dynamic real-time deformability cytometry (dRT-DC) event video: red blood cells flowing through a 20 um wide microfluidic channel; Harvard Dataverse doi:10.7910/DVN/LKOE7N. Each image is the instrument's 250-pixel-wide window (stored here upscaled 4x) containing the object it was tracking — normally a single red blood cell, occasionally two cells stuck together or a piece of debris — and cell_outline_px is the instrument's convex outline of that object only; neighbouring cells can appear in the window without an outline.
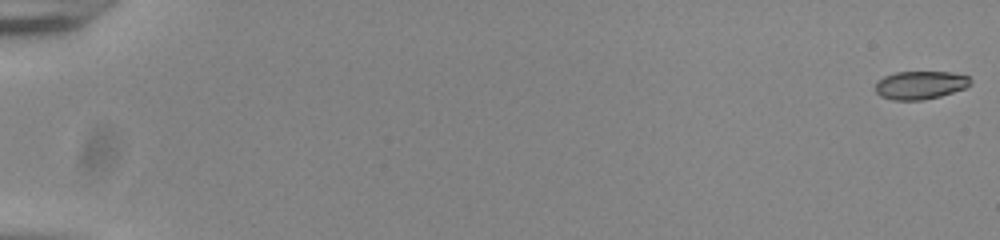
{"species": "common noctule bat (a hibernating species)", "species_latin": "Nyctalus noctula", "temperature_condition": "room temperature", "stored_images_in_passage": 56, "camera_frame_rate_fps": 3000, "um_per_image_px": 0.085, "animal": {"sex": "male", "body_mass_g": 20.0, "forearm_length_mm": 53.3}, "frame": {"image": 1, "passage_image": 1, "time_ms": 0.0, "image_size_px": [1000, 240], "cell_outline_px": [[972, 84], [964, 88], [940, 96], [920, 100], [892, 100], [880, 96], [876, 92], [876, 84], [884, 76], [896, 72], [952, 72], [968, 76], [972, 80]], "centroid_in_image_um": [78.24, 7.23], "position_along_channel_um": 6.8, "area_um2": 15.55}}
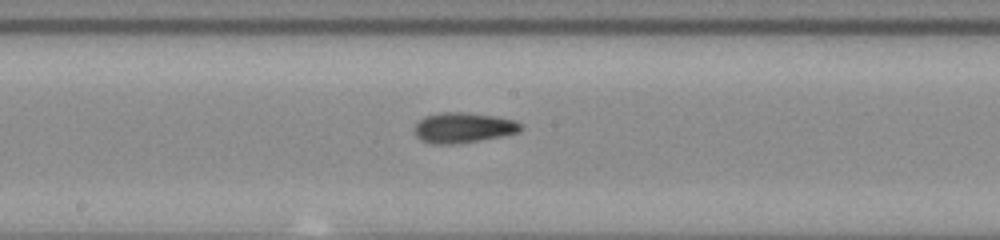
{"frame": {"image": 2, "passage_image": 32, "time_ms": 10.333, "image_size_px": [1000, 240], "cell_outline_px": [[524, 128], [520, 132], [504, 136], [460, 144], [428, 144], [420, 140], [416, 136], [416, 124], [424, 116], [440, 112], [460, 112], [496, 116], [516, 120]], "centroid_in_image_um": [39.41, 10.87], "position_along_channel_um": 208.8, "area_um2": 19.07}}
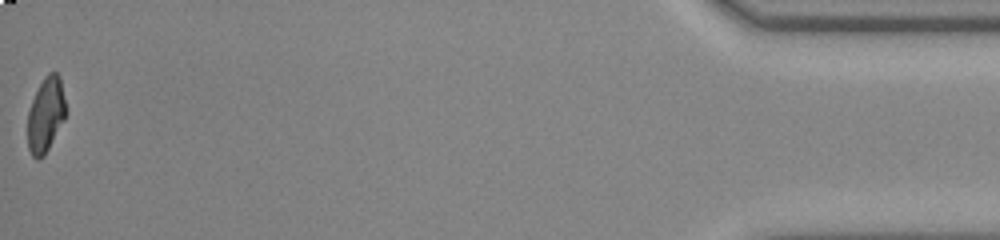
{"frame": {"image": 3, "passage_image": 56, "time_ms": 18.333, "image_size_px": [1000, 240], "cell_outline_px": [[68, 112], [64, 120], [44, 156], [40, 160], [36, 160], [32, 156], [28, 148], [28, 112], [32, 100], [44, 76], [48, 72], [56, 72], [60, 76]], "centroid_in_image_um": [3.91, 9.75], "position_along_channel_um": 431.3, "area_um2": 16.88}, "authors_computed_cell_mechanics": {"area_um2": 17.34, "velocity_mm_per_s": 3.8524, "shape_relaxation_time_tau1_ms": 3.9491, "shape_relaxation_time_tau2_ms": 2.2106, "deformation_change_tau1": 0.1434, "deformation_change_tau2": 0.0933}}